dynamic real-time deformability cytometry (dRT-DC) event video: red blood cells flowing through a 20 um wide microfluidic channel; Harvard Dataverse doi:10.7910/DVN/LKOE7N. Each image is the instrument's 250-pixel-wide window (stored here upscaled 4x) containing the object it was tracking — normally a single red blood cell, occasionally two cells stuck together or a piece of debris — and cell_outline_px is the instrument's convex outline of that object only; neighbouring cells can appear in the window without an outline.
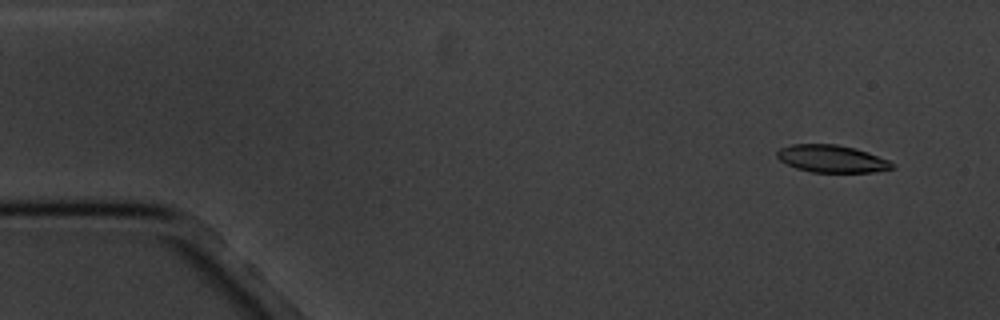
{"species": "common noctule bat (a hibernating species)", "species_latin": "Nyctalus noctula", "temperature_condition": "cold", "stored_images_in_passage": 12, "camera_frame_rate_fps": 3000, "um_per_image_px": 0.085, "animal": {"sex": "male", "body_mass_g": 20.1, "forearm_length_mm": 53.5}, "frame": {"image": 1, "passage_image": 1, "time_ms": 0.0, "image_size_px": [1000, 320], "cell_outline_px": [[896, 168], [872, 172], [812, 172], [796, 168], [780, 160], [776, 156], [776, 152], [780, 148], [792, 144], [836, 144], [856, 148], [868, 152], [888, 160], [896, 164]], "centroid_in_image_um": [70.72, 13.49], "position_along_channel_um": 14.3, "area_um2": 18.44}}
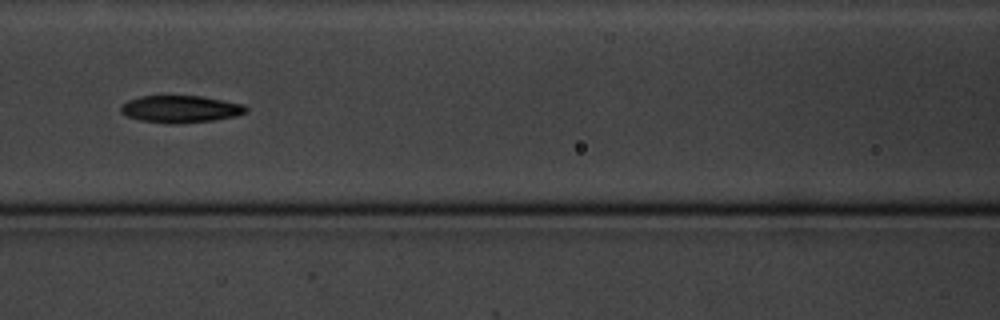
{"frame": {"image": 2, "passage_image": 7, "time_ms": 7.0, "image_size_px": [1000, 320], "cell_outline_px": [[248, 112], [236, 116], [212, 120], [180, 124], [168, 124], [140, 120], [128, 116], [120, 112], [120, 104], [128, 100], [140, 96], [200, 96], [224, 100], [244, 104], [248, 108]], "centroid_in_image_um": [15.34, 9.27], "position_along_channel_um": 151.3, "area_um2": 20.0}}
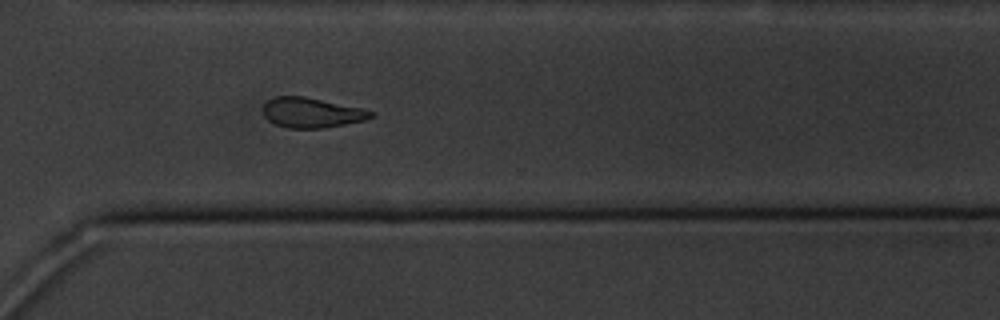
{"frame": {"image": 3, "passage_image": 12, "time_ms": 12.667, "image_size_px": [1000, 320], "cell_outline_px": [[376, 116], [364, 120], [324, 128], [288, 128], [276, 124], [268, 120], [264, 116], [264, 104], [268, 100], [276, 96], [304, 96], [364, 108], [376, 112]], "centroid_in_image_um": [26.54, 9.57], "position_along_channel_um": 344.1, "area_um2": 18.96}}